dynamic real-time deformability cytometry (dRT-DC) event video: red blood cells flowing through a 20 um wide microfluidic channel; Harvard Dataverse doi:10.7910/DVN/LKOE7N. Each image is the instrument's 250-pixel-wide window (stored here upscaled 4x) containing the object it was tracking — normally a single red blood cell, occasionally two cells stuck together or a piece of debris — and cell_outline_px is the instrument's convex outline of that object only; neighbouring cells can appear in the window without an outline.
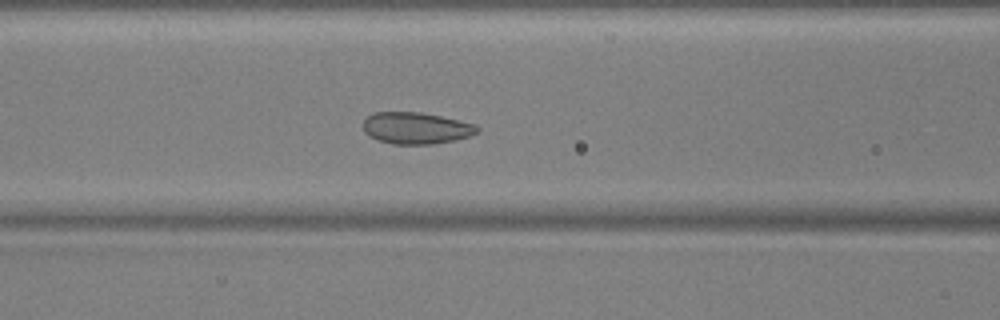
{"species": "common noctule bat (a hibernating species)", "species_latin": "Nyctalus noctula", "temperature_condition": "warm", "stored_images_in_passage": 52, "camera_frame_rate_fps": 3000, "um_per_image_px": 0.085, "animal": {"sex": "male", "body_mass_g": 17.9, "forearm_length_mm": 54.2}, "frame": {"image": 1, "passage_image": 21, "time_ms": 6.667, "image_size_px": [1000, 320], "cell_outline_px": [[480, 132], [456, 140], [432, 144], [392, 144], [368, 136], [364, 132], [364, 120], [368, 116], [376, 112], [420, 112], [440, 116], [476, 124], [480, 128]], "centroid_in_image_um": [35.39, 10.89], "position_along_channel_um": 131.2, "area_um2": 21.04}}
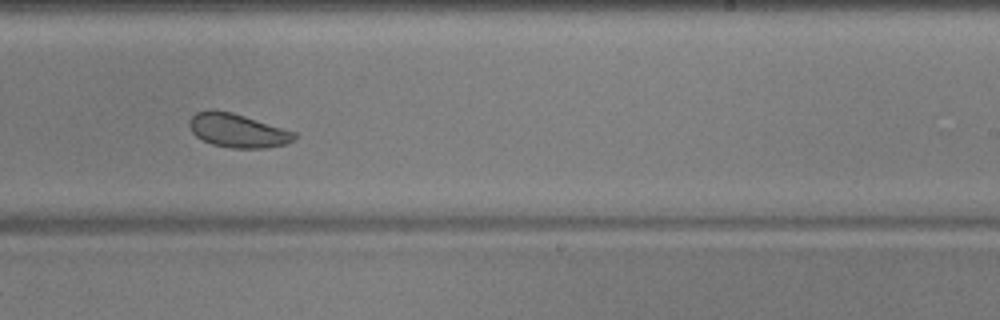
{"frame": {"image": 2, "passage_image": 32, "time_ms": 10.333, "image_size_px": [1000, 320], "cell_outline_px": [[296, 136], [292, 140], [284, 144], [264, 148], [232, 148], [212, 144], [196, 136], [192, 132], [188, 124], [188, 120], [196, 112], [208, 108], [212, 108], [232, 112], [296, 132]], "centroid_in_image_um": [20.14, 11.07], "position_along_channel_um": 268.9, "area_um2": 20.69}}
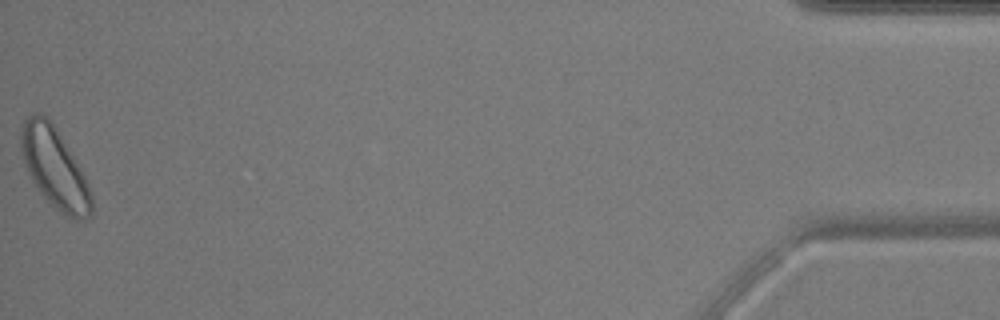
{"frame": {"image": 3, "passage_image": 52, "time_ms": 17.0, "image_size_px": [1000, 320], "cell_outline_px": [[92, 216], [84, 220], [76, 220], [68, 216], [52, 204], [40, 192], [32, 180], [24, 164], [20, 148], [20, 128], [24, 120], [32, 112], [40, 112], [56, 128], [80, 168], [88, 184], [92, 196]], "centroid_in_image_um": [4.62, 14.26], "position_along_channel_um": 430.6, "area_um2": 32.6}}